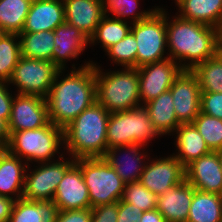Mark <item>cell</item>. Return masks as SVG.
Here are the masks:
<instances>
[{"instance_id":"cell-20","label":"cell","mask_w":222,"mask_h":222,"mask_svg":"<svg viewBox=\"0 0 222 222\" xmlns=\"http://www.w3.org/2000/svg\"><path fill=\"white\" fill-rule=\"evenodd\" d=\"M53 63L64 69L65 61L76 58L88 45L89 39L73 25L64 22L54 31Z\"/></svg>"},{"instance_id":"cell-6","label":"cell","mask_w":222,"mask_h":222,"mask_svg":"<svg viewBox=\"0 0 222 222\" xmlns=\"http://www.w3.org/2000/svg\"><path fill=\"white\" fill-rule=\"evenodd\" d=\"M63 142V128L50 121L39 129L13 132L6 149L20 159L41 163L49 162L55 153H59L57 150Z\"/></svg>"},{"instance_id":"cell-43","label":"cell","mask_w":222,"mask_h":222,"mask_svg":"<svg viewBox=\"0 0 222 222\" xmlns=\"http://www.w3.org/2000/svg\"><path fill=\"white\" fill-rule=\"evenodd\" d=\"M141 222H166V220L157 209H152L142 213Z\"/></svg>"},{"instance_id":"cell-23","label":"cell","mask_w":222,"mask_h":222,"mask_svg":"<svg viewBox=\"0 0 222 222\" xmlns=\"http://www.w3.org/2000/svg\"><path fill=\"white\" fill-rule=\"evenodd\" d=\"M142 145L135 144V145H126V146H117L113 148H108L106 150V153L104 154L103 158L104 160L116 171V174L127 184L130 182H135V181H140L141 174L145 168V164L142 161L143 157L141 156L142 154H139ZM123 149H126L125 152H129L130 154L126 155L124 161H121L118 158V152ZM117 153V154H116ZM133 153V154H132ZM126 154V153H125ZM130 160L131 158L133 160ZM120 157V156H119ZM142 157V158H141ZM121 158V157H120ZM122 159V158H121ZM124 159V157H123ZM129 162L131 164H129ZM143 165H142V164ZM126 166V168H125ZM130 167V168H129ZM130 171H129V170Z\"/></svg>"},{"instance_id":"cell-44","label":"cell","mask_w":222,"mask_h":222,"mask_svg":"<svg viewBox=\"0 0 222 222\" xmlns=\"http://www.w3.org/2000/svg\"><path fill=\"white\" fill-rule=\"evenodd\" d=\"M10 132L8 123L0 118V149H5L9 143Z\"/></svg>"},{"instance_id":"cell-24","label":"cell","mask_w":222,"mask_h":222,"mask_svg":"<svg viewBox=\"0 0 222 222\" xmlns=\"http://www.w3.org/2000/svg\"><path fill=\"white\" fill-rule=\"evenodd\" d=\"M174 132L177 134L176 146L178 149L175 157L184 167L211 152L193 123L180 124Z\"/></svg>"},{"instance_id":"cell-9","label":"cell","mask_w":222,"mask_h":222,"mask_svg":"<svg viewBox=\"0 0 222 222\" xmlns=\"http://www.w3.org/2000/svg\"><path fill=\"white\" fill-rule=\"evenodd\" d=\"M59 70L50 61L22 56L8 83L19 88L17 94L46 98Z\"/></svg>"},{"instance_id":"cell-30","label":"cell","mask_w":222,"mask_h":222,"mask_svg":"<svg viewBox=\"0 0 222 222\" xmlns=\"http://www.w3.org/2000/svg\"><path fill=\"white\" fill-rule=\"evenodd\" d=\"M191 70L197 77L201 92L222 93V55L219 52Z\"/></svg>"},{"instance_id":"cell-10","label":"cell","mask_w":222,"mask_h":222,"mask_svg":"<svg viewBox=\"0 0 222 222\" xmlns=\"http://www.w3.org/2000/svg\"><path fill=\"white\" fill-rule=\"evenodd\" d=\"M59 158V162L39 163L42 165L25 175L22 198L30 201H51L54 198L65 172L75 163V159L65 162L62 155Z\"/></svg>"},{"instance_id":"cell-38","label":"cell","mask_w":222,"mask_h":222,"mask_svg":"<svg viewBox=\"0 0 222 222\" xmlns=\"http://www.w3.org/2000/svg\"><path fill=\"white\" fill-rule=\"evenodd\" d=\"M91 210V222H117L118 202L95 206Z\"/></svg>"},{"instance_id":"cell-13","label":"cell","mask_w":222,"mask_h":222,"mask_svg":"<svg viewBox=\"0 0 222 222\" xmlns=\"http://www.w3.org/2000/svg\"><path fill=\"white\" fill-rule=\"evenodd\" d=\"M169 91L178 121L181 124L192 123L201 111V90L196 75L192 70L183 69Z\"/></svg>"},{"instance_id":"cell-29","label":"cell","mask_w":222,"mask_h":222,"mask_svg":"<svg viewBox=\"0 0 222 222\" xmlns=\"http://www.w3.org/2000/svg\"><path fill=\"white\" fill-rule=\"evenodd\" d=\"M33 0H0V27L5 33L22 32Z\"/></svg>"},{"instance_id":"cell-41","label":"cell","mask_w":222,"mask_h":222,"mask_svg":"<svg viewBox=\"0 0 222 222\" xmlns=\"http://www.w3.org/2000/svg\"><path fill=\"white\" fill-rule=\"evenodd\" d=\"M7 83L8 82L0 80V118L8 123L12 109L13 97L5 85Z\"/></svg>"},{"instance_id":"cell-3","label":"cell","mask_w":222,"mask_h":222,"mask_svg":"<svg viewBox=\"0 0 222 222\" xmlns=\"http://www.w3.org/2000/svg\"><path fill=\"white\" fill-rule=\"evenodd\" d=\"M109 116L106 108L96 101L63 129V144L73 159L104 156L108 149Z\"/></svg>"},{"instance_id":"cell-32","label":"cell","mask_w":222,"mask_h":222,"mask_svg":"<svg viewBox=\"0 0 222 222\" xmlns=\"http://www.w3.org/2000/svg\"><path fill=\"white\" fill-rule=\"evenodd\" d=\"M19 35L4 33L0 38V80L8 82L21 56ZM16 40V41H15Z\"/></svg>"},{"instance_id":"cell-34","label":"cell","mask_w":222,"mask_h":222,"mask_svg":"<svg viewBox=\"0 0 222 222\" xmlns=\"http://www.w3.org/2000/svg\"><path fill=\"white\" fill-rule=\"evenodd\" d=\"M106 52L114 63L125 68H137V42L131 32L109 47Z\"/></svg>"},{"instance_id":"cell-19","label":"cell","mask_w":222,"mask_h":222,"mask_svg":"<svg viewBox=\"0 0 222 222\" xmlns=\"http://www.w3.org/2000/svg\"><path fill=\"white\" fill-rule=\"evenodd\" d=\"M65 22L78 28L89 39L105 15L102 1L62 0Z\"/></svg>"},{"instance_id":"cell-48","label":"cell","mask_w":222,"mask_h":222,"mask_svg":"<svg viewBox=\"0 0 222 222\" xmlns=\"http://www.w3.org/2000/svg\"><path fill=\"white\" fill-rule=\"evenodd\" d=\"M219 53L222 55V48H219Z\"/></svg>"},{"instance_id":"cell-40","label":"cell","mask_w":222,"mask_h":222,"mask_svg":"<svg viewBox=\"0 0 222 222\" xmlns=\"http://www.w3.org/2000/svg\"><path fill=\"white\" fill-rule=\"evenodd\" d=\"M92 210L91 208L82 210H66L59 211L56 222H91Z\"/></svg>"},{"instance_id":"cell-18","label":"cell","mask_w":222,"mask_h":222,"mask_svg":"<svg viewBox=\"0 0 222 222\" xmlns=\"http://www.w3.org/2000/svg\"><path fill=\"white\" fill-rule=\"evenodd\" d=\"M64 22L62 0H33L22 32L54 31Z\"/></svg>"},{"instance_id":"cell-47","label":"cell","mask_w":222,"mask_h":222,"mask_svg":"<svg viewBox=\"0 0 222 222\" xmlns=\"http://www.w3.org/2000/svg\"><path fill=\"white\" fill-rule=\"evenodd\" d=\"M5 32L2 30V28L0 27V38L2 37V35L4 34Z\"/></svg>"},{"instance_id":"cell-12","label":"cell","mask_w":222,"mask_h":222,"mask_svg":"<svg viewBox=\"0 0 222 222\" xmlns=\"http://www.w3.org/2000/svg\"><path fill=\"white\" fill-rule=\"evenodd\" d=\"M16 95L8 122L10 135L13 132L39 129L50 122L46 98L37 95Z\"/></svg>"},{"instance_id":"cell-31","label":"cell","mask_w":222,"mask_h":222,"mask_svg":"<svg viewBox=\"0 0 222 222\" xmlns=\"http://www.w3.org/2000/svg\"><path fill=\"white\" fill-rule=\"evenodd\" d=\"M126 20L112 18L104 15L95 29L93 35L89 38V43H95L99 40L104 49L121 41L131 30Z\"/></svg>"},{"instance_id":"cell-25","label":"cell","mask_w":222,"mask_h":222,"mask_svg":"<svg viewBox=\"0 0 222 222\" xmlns=\"http://www.w3.org/2000/svg\"><path fill=\"white\" fill-rule=\"evenodd\" d=\"M144 108L160 135L175 131L181 124L176 117L172 94L169 90L144 104Z\"/></svg>"},{"instance_id":"cell-45","label":"cell","mask_w":222,"mask_h":222,"mask_svg":"<svg viewBox=\"0 0 222 222\" xmlns=\"http://www.w3.org/2000/svg\"><path fill=\"white\" fill-rule=\"evenodd\" d=\"M216 152L218 153L220 164H221V168H222V148L217 150Z\"/></svg>"},{"instance_id":"cell-26","label":"cell","mask_w":222,"mask_h":222,"mask_svg":"<svg viewBox=\"0 0 222 222\" xmlns=\"http://www.w3.org/2000/svg\"><path fill=\"white\" fill-rule=\"evenodd\" d=\"M58 208L51 201L15 200L9 222H56Z\"/></svg>"},{"instance_id":"cell-37","label":"cell","mask_w":222,"mask_h":222,"mask_svg":"<svg viewBox=\"0 0 222 222\" xmlns=\"http://www.w3.org/2000/svg\"><path fill=\"white\" fill-rule=\"evenodd\" d=\"M200 109L202 113L222 120V93L201 92Z\"/></svg>"},{"instance_id":"cell-39","label":"cell","mask_w":222,"mask_h":222,"mask_svg":"<svg viewBox=\"0 0 222 222\" xmlns=\"http://www.w3.org/2000/svg\"><path fill=\"white\" fill-rule=\"evenodd\" d=\"M143 210L135 205L124 202L122 199L118 201V217L117 222H141Z\"/></svg>"},{"instance_id":"cell-35","label":"cell","mask_w":222,"mask_h":222,"mask_svg":"<svg viewBox=\"0 0 222 222\" xmlns=\"http://www.w3.org/2000/svg\"><path fill=\"white\" fill-rule=\"evenodd\" d=\"M157 197L152 191L145 188L140 181H135L125 185L122 200L145 212L156 209Z\"/></svg>"},{"instance_id":"cell-46","label":"cell","mask_w":222,"mask_h":222,"mask_svg":"<svg viewBox=\"0 0 222 222\" xmlns=\"http://www.w3.org/2000/svg\"><path fill=\"white\" fill-rule=\"evenodd\" d=\"M219 48H222V28L220 29V42H219Z\"/></svg>"},{"instance_id":"cell-4","label":"cell","mask_w":222,"mask_h":222,"mask_svg":"<svg viewBox=\"0 0 222 222\" xmlns=\"http://www.w3.org/2000/svg\"><path fill=\"white\" fill-rule=\"evenodd\" d=\"M95 80L97 101L109 113L141 106L137 68H125L124 71L103 74L95 63Z\"/></svg>"},{"instance_id":"cell-5","label":"cell","mask_w":222,"mask_h":222,"mask_svg":"<svg viewBox=\"0 0 222 222\" xmlns=\"http://www.w3.org/2000/svg\"><path fill=\"white\" fill-rule=\"evenodd\" d=\"M75 163L88 187L91 208L122 199L126 183L103 157L78 158Z\"/></svg>"},{"instance_id":"cell-7","label":"cell","mask_w":222,"mask_h":222,"mask_svg":"<svg viewBox=\"0 0 222 222\" xmlns=\"http://www.w3.org/2000/svg\"><path fill=\"white\" fill-rule=\"evenodd\" d=\"M160 135L152 125L143 106L127 111L110 113L107 126L108 148L126 145H147L154 136Z\"/></svg>"},{"instance_id":"cell-14","label":"cell","mask_w":222,"mask_h":222,"mask_svg":"<svg viewBox=\"0 0 222 222\" xmlns=\"http://www.w3.org/2000/svg\"><path fill=\"white\" fill-rule=\"evenodd\" d=\"M148 164L145 165L140 182L157 196L185 180V167L174 155Z\"/></svg>"},{"instance_id":"cell-1","label":"cell","mask_w":222,"mask_h":222,"mask_svg":"<svg viewBox=\"0 0 222 222\" xmlns=\"http://www.w3.org/2000/svg\"><path fill=\"white\" fill-rule=\"evenodd\" d=\"M73 69L60 82L62 69L57 72L46 97L49 120L63 129L97 101L95 64L88 62Z\"/></svg>"},{"instance_id":"cell-33","label":"cell","mask_w":222,"mask_h":222,"mask_svg":"<svg viewBox=\"0 0 222 222\" xmlns=\"http://www.w3.org/2000/svg\"><path fill=\"white\" fill-rule=\"evenodd\" d=\"M211 151L222 148V120L200 111L192 122Z\"/></svg>"},{"instance_id":"cell-27","label":"cell","mask_w":222,"mask_h":222,"mask_svg":"<svg viewBox=\"0 0 222 222\" xmlns=\"http://www.w3.org/2000/svg\"><path fill=\"white\" fill-rule=\"evenodd\" d=\"M187 222H222V195L195 189Z\"/></svg>"},{"instance_id":"cell-16","label":"cell","mask_w":222,"mask_h":222,"mask_svg":"<svg viewBox=\"0 0 222 222\" xmlns=\"http://www.w3.org/2000/svg\"><path fill=\"white\" fill-rule=\"evenodd\" d=\"M185 180L196 190L222 195V168L218 153L211 151L187 165Z\"/></svg>"},{"instance_id":"cell-42","label":"cell","mask_w":222,"mask_h":222,"mask_svg":"<svg viewBox=\"0 0 222 222\" xmlns=\"http://www.w3.org/2000/svg\"><path fill=\"white\" fill-rule=\"evenodd\" d=\"M15 199L0 195V222H9Z\"/></svg>"},{"instance_id":"cell-28","label":"cell","mask_w":222,"mask_h":222,"mask_svg":"<svg viewBox=\"0 0 222 222\" xmlns=\"http://www.w3.org/2000/svg\"><path fill=\"white\" fill-rule=\"evenodd\" d=\"M21 56L53 63L54 32H21L18 34Z\"/></svg>"},{"instance_id":"cell-22","label":"cell","mask_w":222,"mask_h":222,"mask_svg":"<svg viewBox=\"0 0 222 222\" xmlns=\"http://www.w3.org/2000/svg\"><path fill=\"white\" fill-rule=\"evenodd\" d=\"M176 4L181 18L222 28V0H176Z\"/></svg>"},{"instance_id":"cell-8","label":"cell","mask_w":222,"mask_h":222,"mask_svg":"<svg viewBox=\"0 0 222 222\" xmlns=\"http://www.w3.org/2000/svg\"><path fill=\"white\" fill-rule=\"evenodd\" d=\"M130 32L137 42V68L159 62L164 57L166 38V12L157 8L147 19L132 24Z\"/></svg>"},{"instance_id":"cell-15","label":"cell","mask_w":222,"mask_h":222,"mask_svg":"<svg viewBox=\"0 0 222 222\" xmlns=\"http://www.w3.org/2000/svg\"><path fill=\"white\" fill-rule=\"evenodd\" d=\"M52 201L59 211L91 208L88 187L76 163L65 172Z\"/></svg>"},{"instance_id":"cell-21","label":"cell","mask_w":222,"mask_h":222,"mask_svg":"<svg viewBox=\"0 0 222 222\" xmlns=\"http://www.w3.org/2000/svg\"><path fill=\"white\" fill-rule=\"evenodd\" d=\"M22 159L11 154L6 148L0 149V195L15 200L22 198L25 172L28 165H22ZM17 193V194H16Z\"/></svg>"},{"instance_id":"cell-2","label":"cell","mask_w":222,"mask_h":222,"mask_svg":"<svg viewBox=\"0 0 222 222\" xmlns=\"http://www.w3.org/2000/svg\"><path fill=\"white\" fill-rule=\"evenodd\" d=\"M166 38V47L170 50L168 57L175 62L181 61L179 65L183 69L191 70L219 52V29L180 16L168 22L166 14ZM183 60H189V64H182Z\"/></svg>"},{"instance_id":"cell-17","label":"cell","mask_w":222,"mask_h":222,"mask_svg":"<svg viewBox=\"0 0 222 222\" xmlns=\"http://www.w3.org/2000/svg\"><path fill=\"white\" fill-rule=\"evenodd\" d=\"M195 188L186 180L157 197L156 209L166 222H187Z\"/></svg>"},{"instance_id":"cell-36","label":"cell","mask_w":222,"mask_h":222,"mask_svg":"<svg viewBox=\"0 0 222 222\" xmlns=\"http://www.w3.org/2000/svg\"><path fill=\"white\" fill-rule=\"evenodd\" d=\"M102 5L105 15L110 11L115 15L114 18L117 19L129 17L132 14V23L147 19L156 10L155 8L150 11L144 10V12L136 13L135 9L138 8V0H102Z\"/></svg>"},{"instance_id":"cell-11","label":"cell","mask_w":222,"mask_h":222,"mask_svg":"<svg viewBox=\"0 0 222 222\" xmlns=\"http://www.w3.org/2000/svg\"><path fill=\"white\" fill-rule=\"evenodd\" d=\"M171 58L137 68L139 97L144 104L167 92L183 68Z\"/></svg>"}]
</instances>
